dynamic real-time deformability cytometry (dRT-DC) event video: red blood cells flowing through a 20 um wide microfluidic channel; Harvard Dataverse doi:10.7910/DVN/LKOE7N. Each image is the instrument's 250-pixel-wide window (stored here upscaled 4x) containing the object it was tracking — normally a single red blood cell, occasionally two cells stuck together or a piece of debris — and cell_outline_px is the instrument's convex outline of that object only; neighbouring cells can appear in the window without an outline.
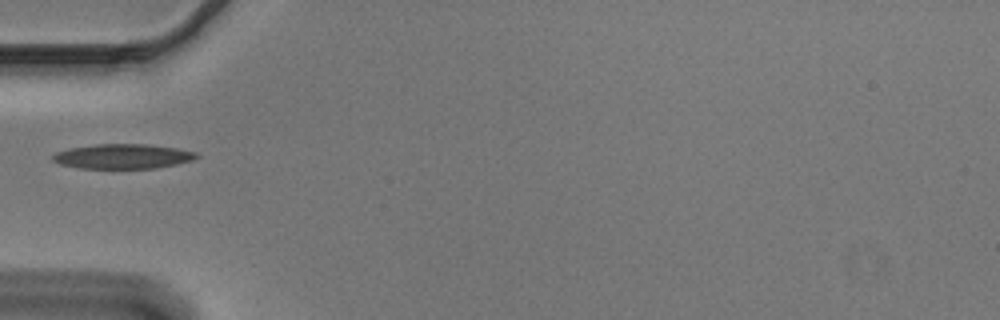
{"species": "Egyptian fruit bat (a non-hibernating species)", "species_latin": "Rousettus aegyptiacus", "temperature_condition": "cold", "stored_images_in_passage": 37, "camera_frame_rate_fps": 3000, "um_per_image_px": 0.085, "animal": {"sex": "male"}, "frame": {"image": 1, "passage_image": 1, "time_ms": 0.0, "image_size_px": [1000, 320], "cell_outline_px": [[200, 156], [192, 160], [176, 164], [156, 168], [80, 168], [60, 164], [52, 160], [52, 156], [56, 152], [68, 148], [96, 144], [144, 144], [176, 148], [196, 152]], "centroid_in_image_um": [10.42, 13.29], "position_along_channel_um": 74.6, "area_um2": 20.63}}
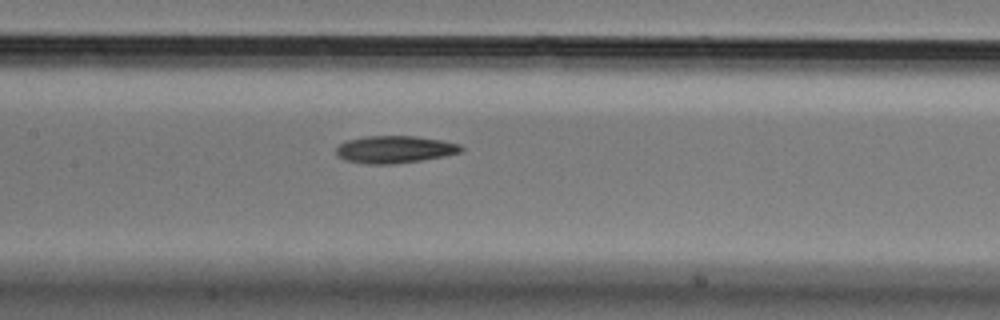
{"frame": {"image": 2, "passage_image": 9, "time_ms": 2.667, "image_size_px": [1000, 320], "cell_outline_px": [[464, 148], [460, 152], [444, 156], [420, 160], [392, 164], [364, 164], [344, 160], [336, 156], [336, 148], [340, 144], [348, 140], [364, 136], [416, 136], [440, 140], [460, 144]], "centroid_in_image_um": [33.51, 12.7], "position_along_channel_um": 173.9, "area_um2": 19.88}}
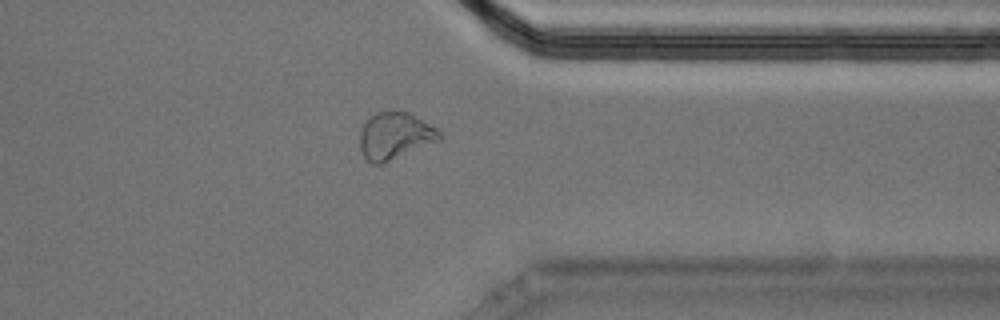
{"frame": {"image": 3, "passage_image": 26, "time_ms": 8.333, "image_size_px": [1000, 320], "cell_outline_px": [[444, 136], [440, 140], [384, 164], [372, 164], [360, 152], [360, 132], [364, 124], [376, 112], [408, 112], [436, 128]], "centroid_in_image_um": [33.57, 11.58], "position_along_channel_um": 377.8, "area_um2": 21.68}}